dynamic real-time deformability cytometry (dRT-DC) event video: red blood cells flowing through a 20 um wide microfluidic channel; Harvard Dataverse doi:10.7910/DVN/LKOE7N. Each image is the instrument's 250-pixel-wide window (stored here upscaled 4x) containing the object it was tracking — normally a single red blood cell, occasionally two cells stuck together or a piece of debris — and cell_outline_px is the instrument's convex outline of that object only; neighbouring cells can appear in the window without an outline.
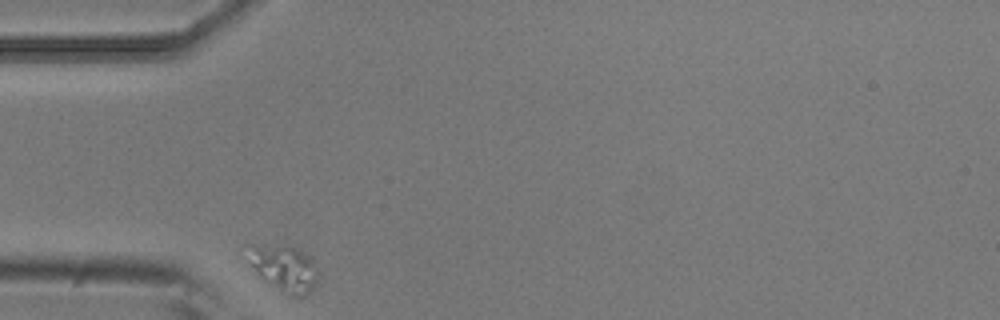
{"species": "common noctule bat (a hibernating species)", "species_latin": "Nyctalus noctula", "temperature_condition": "room temperature", "stored_images_in_passage": 3, "camera_frame_rate_fps": 3000, "um_per_image_px": 0.085, "animal": {"sex": "male", "body_mass_g": 20.5, "forearm_length_mm": 52.5}, "frame": {"image": 1, "passage_image": 1, "time_ms": 0.0, "image_size_px": [1000, 320], "cell_outline_px": [[316, 284], [304, 296], [296, 300], [284, 296], [260, 276], [256, 272], [252, 264], [252, 244], [256, 244], [296, 248], [312, 256], [316, 272]], "centroid_in_image_um": [24.23, 22.89], "position_along_channel_um": 60.8, "area_um2": 18.55}}
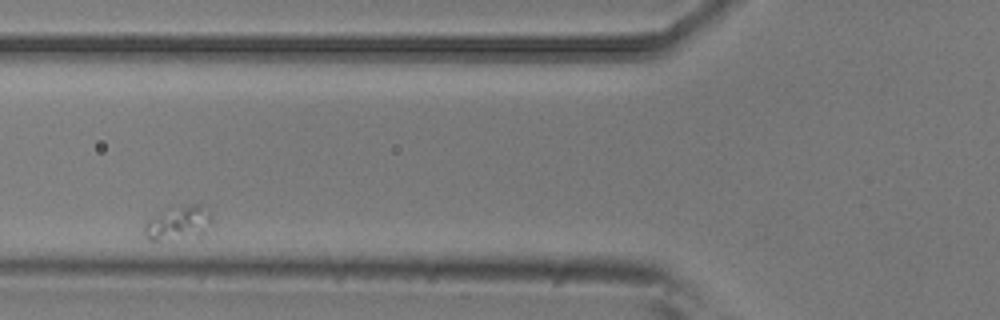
{"frame": {"image": 2, "passage_image": 2, "time_ms": 0.333, "image_size_px": [1000, 320], "cell_outline_px": [[212, 224], [204, 236], [156, 240], [148, 240], [144, 236], [144, 224], [148, 216], [160, 212], [188, 204], [200, 204], [212, 212]], "centroid_in_image_um": [15.19, 18.95], "position_along_channel_um": 110.6, "area_um2": 13.87}}